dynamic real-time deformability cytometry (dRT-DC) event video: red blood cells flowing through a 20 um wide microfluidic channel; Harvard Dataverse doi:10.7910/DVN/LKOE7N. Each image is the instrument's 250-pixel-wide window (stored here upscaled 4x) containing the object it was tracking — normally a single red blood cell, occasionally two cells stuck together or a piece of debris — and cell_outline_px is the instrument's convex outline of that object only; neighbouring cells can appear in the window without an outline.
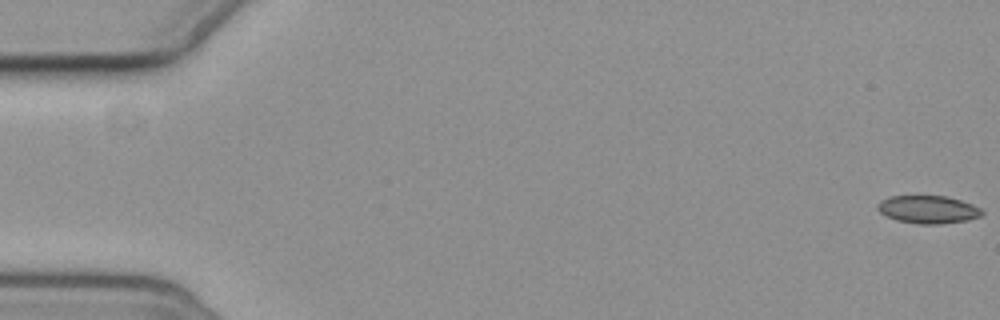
{"species": "common noctule bat (a hibernating species)", "species_latin": "Nyctalus noctula", "temperature_condition": "cold", "stored_images_in_passage": 6, "camera_frame_rate_fps": 3000, "um_per_image_px": 0.085, "animal": {"sex": "female", "body_mass_g": 19.3, "forearm_length_mm": 54.1}, "frame": {"image": 1, "passage_image": 1, "time_ms": 0.0, "image_size_px": [1000, 320], "cell_outline_px": [[984, 212], [980, 216], [968, 220], [940, 224], [920, 224], [896, 220], [880, 212], [876, 208], [876, 204], [880, 200], [892, 196], [948, 196], [972, 204], [980, 208]], "centroid_in_image_um": [78.88, 17.8], "position_along_channel_um": 6.1, "area_um2": 16.94}}
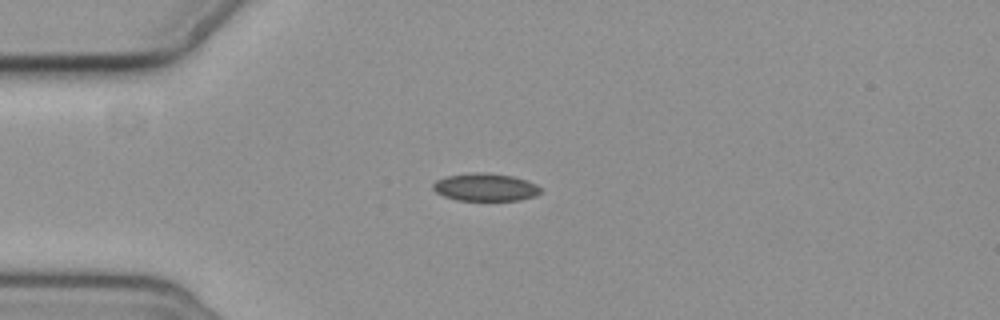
{"frame": {"image": 2, "passage_image": 5, "time_ms": 5.0, "image_size_px": [1000, 320], "cell_outline_px": [[544, 192], [536, 196], [520, 200], [456, 200], [444, 196], [436, 192], [432, 188], [432, 184], [436, 180], [448, 176], [476, 172], [488, 172], [512, 176], [536, 184]], "centroid_in_image_um": [41.27, 15.91], "position_along_channel_um": 43.7, "area_um2": 17.4}}